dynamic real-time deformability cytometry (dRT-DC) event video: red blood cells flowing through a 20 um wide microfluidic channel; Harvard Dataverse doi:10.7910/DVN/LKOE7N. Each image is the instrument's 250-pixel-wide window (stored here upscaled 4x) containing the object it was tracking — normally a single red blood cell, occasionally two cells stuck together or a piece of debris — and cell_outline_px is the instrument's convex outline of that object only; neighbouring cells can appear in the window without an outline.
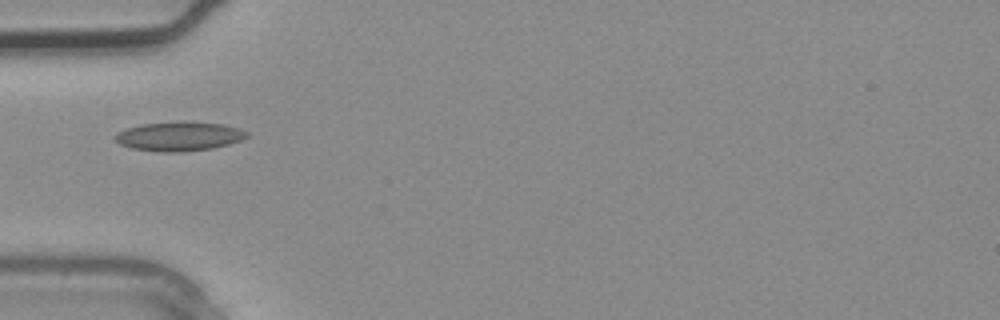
{"species": "common noctule bat (a hibernating species)", "species_latin": "Nyctalus noctula", "temperature_condition": "warm", "stored_images_in_passage": 1, "camera_frame_rate_fps": 3000, "um_per_image_px": 0.085, "animal": {"sex": "male", "body_mass_g": 20.4}, "frame": {"image": 1, "passage_image": 1, "time_ms": 0.0, "image_size_px": [1000, 320], "cell_outline_px": [[248, 136], [240, 140], [228, 144], [212, 148], [176, 152], [164, 152], [132, 148], [120, 144], [116, 140], [116, 132], [140, 124], [220, 124], [236, 128], [248, 132]], "centroid_in_image_um": [15.19, 11.63], "position_along_channel_um": 69.8, "area_um2": 21.1}}